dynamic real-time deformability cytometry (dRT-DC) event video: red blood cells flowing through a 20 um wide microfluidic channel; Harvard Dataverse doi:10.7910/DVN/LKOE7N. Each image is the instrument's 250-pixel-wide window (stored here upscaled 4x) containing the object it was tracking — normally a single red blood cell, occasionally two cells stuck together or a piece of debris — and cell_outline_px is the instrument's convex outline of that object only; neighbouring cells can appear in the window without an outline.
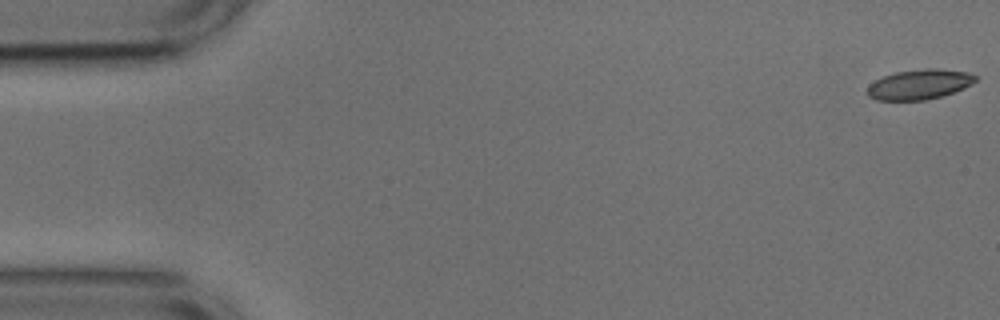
{"species": "common noctule bat (a hibernating species)", "species_latin": "Nyctalus noctula", "temperature_condition": "cold", "stored_images_in_passage": 53, "camera_frame_rate_fps": 3000, "um_per_image_px": 0.085, "animal": {"sex": "male", "body_mass_g": 17.9, "forearm_length_mm": 54.2}, "frame": {"image": 1, "passage_image": 1, "time_ms": 0.0, "image_size_px": [1000, 320], "cell_outline_px": [[976, 80], [972, 84], [964, 88], [940, 96], [924, 100], [876, 100], [868, 96], [868, 84], [884, 76], [896, 72], [928, 68], [936, 68], [968, 72], [976, 76]], "centroid_in_image_um": [78.14, 7.17], "position_along_channel_um": 6.9, "area_um2": 18.73}}
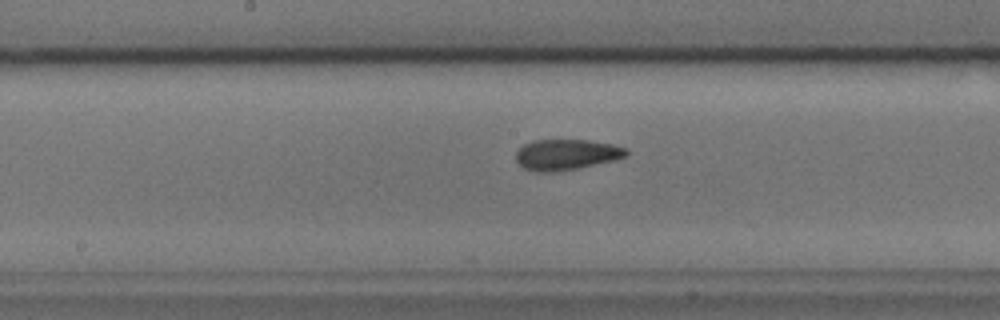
{"frame": {"image": 2, "passage_image": 27, "time_ms": 8.667, "image_size_px": [1000, 320], "cell_outline_px": [[628, 156], [616, 160], [580, 168], [560, 172], [536, 172], [524, 168], [516, 160], [516, 152], [524, 144], [532, 140], [588, 140], [612, 144], [628, 148]], "centroid_in_image_um": [48.17, 13.15], "position_along_channel_um": 200.0, "area_um2": 20.06}}
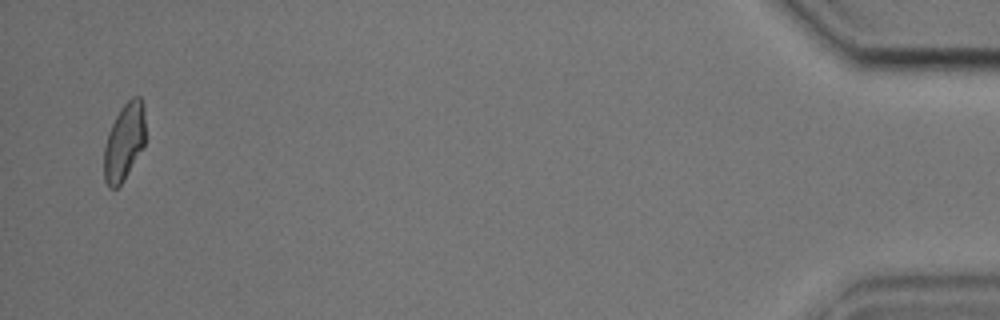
{"frame": {"image": 3, "passage_image": 52, "time_ms": 17.0, "image_size_px": [1000, 320], "cell_outline_px": [[144, 144], [124, 180], [116, 188], [108, 188], [104, 180], [104, 148], [108, 132], [116, 116], [124, 104], [132, 96], [140, 96], [144, 104]], "centroid_in_image_um": [10.54, 12.05], "position_along_channel_um": 424.7, "area_um2": 18.44}, "authors_computed_cell_mechanics": {"area_um2": 19.5942, "velocity_mm_per_s": 3.7413, "shape_relaxation_time_tau1_ms": 7.7516, "shape_relaxation_time_tau2_ms": 1.8242, "deformation_change_tau1": 0.1685, "deformation_change_tau2": 0.0724}}